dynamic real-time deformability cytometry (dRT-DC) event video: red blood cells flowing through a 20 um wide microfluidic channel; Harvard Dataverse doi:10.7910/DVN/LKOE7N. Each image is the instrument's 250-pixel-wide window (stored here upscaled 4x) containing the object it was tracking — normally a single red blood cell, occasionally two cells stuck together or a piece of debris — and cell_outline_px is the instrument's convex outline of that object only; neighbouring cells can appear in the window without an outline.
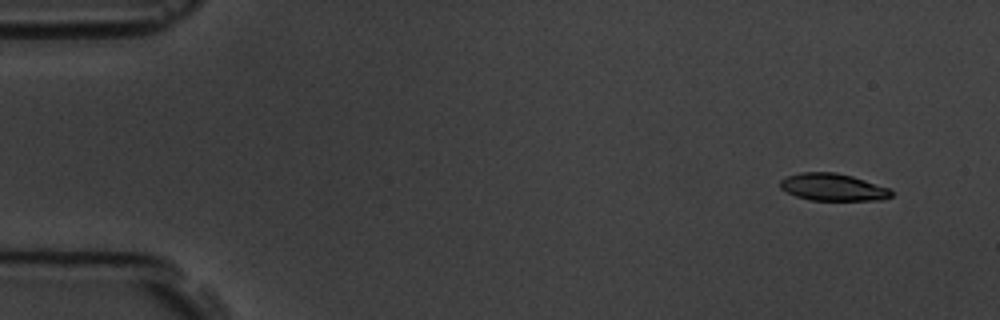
{"species": "common noctule bat (a hibernating species)", "species_latin": "Nyctalus noctula", "temperature_condition": "room temperature", "stored_images_in_passage": 5, "camera_frame_rate_fps": 3000, "um_per_image_px": 0.085, "animal": {"sex": "male", "body_mass_g": 19.5, "forearm_length_mm": 54.6}, "frame": {"image": 1, "passage_image": 2, "time_ms": 1.0, "image_size_px": [1000, 320], "cell_outline_px": [[892, 196], [884, 200], [812, 200], [796, 196], [780, 188], [780, 180], [788, 176], [800, 172], [836, 172], [852, 176], [888, 188], [892, 192]], "centroid_in_image_um": [70.79, 15.91], "position_along_channel_um": 14.2, "area_um2": 17.51}}
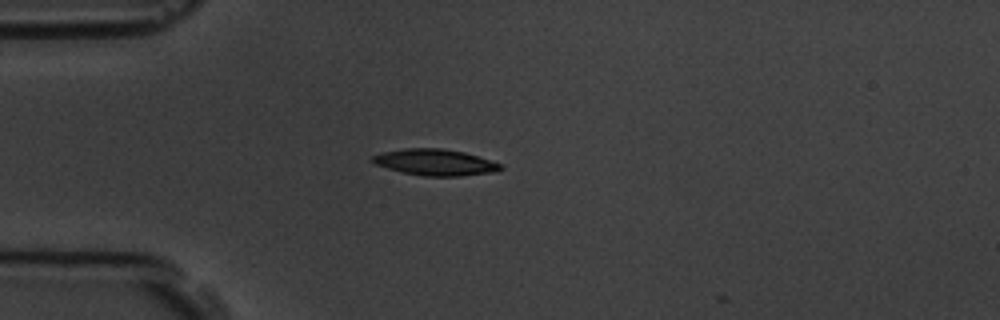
{"frame": {"image": 2, "passage_image": 5, "time_ms": 4.667, "image_size_px": [1000, 320], "cell_outline_px": [[504, 168], [492, 172], [460, 176], [424, 176], [404, 172], [388, 168], [376, 164], [368, 160], [372, 156], [384, 152], [404, 148], [440, 148], [464, 152], [504, 164]], "centroid_in_image_um": [37.0, 13.79], "position_along_channel_um": 48.0, "area_um2": 19.54}}